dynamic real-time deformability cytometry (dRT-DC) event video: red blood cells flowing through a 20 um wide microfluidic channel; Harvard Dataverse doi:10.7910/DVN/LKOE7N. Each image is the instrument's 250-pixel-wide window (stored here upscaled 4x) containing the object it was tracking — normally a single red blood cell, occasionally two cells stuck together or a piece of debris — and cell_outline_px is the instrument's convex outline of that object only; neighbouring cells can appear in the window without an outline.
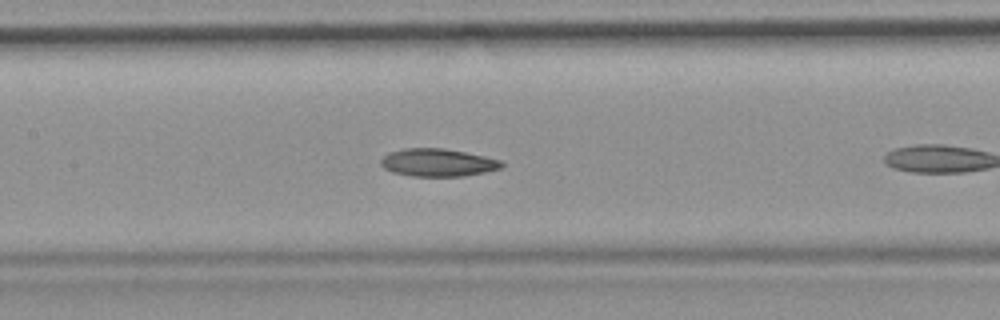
{"species": "common noctule bat (a hibernating species)", "species_latin": "Nyctalus noctula", "temperature_condition": "room temperature", "stored_images_in_passage": 18, "camera_frame_rate_fps": 3000, "um_per_image_px": 0.085, "animal": {"sex": "female", "body_mass_g": 19.9}, "frame": {"image": 1, "passage_image": 11, "time_ms": 3.333, "image_size_px": [1000, 320], "cell_outline_px": [[504, 164], [500, 168], [484, 172], [464, 176], [412, 176], [392, 172], [384, 168], [380, 164], [380, 160], [388, 152], [404, 148], [444, 148], [504, 160]], "centroid_in_image_um": [37.2, 13.81], "position_along_channel_um": 170.2, "area_um2": 19.59}}